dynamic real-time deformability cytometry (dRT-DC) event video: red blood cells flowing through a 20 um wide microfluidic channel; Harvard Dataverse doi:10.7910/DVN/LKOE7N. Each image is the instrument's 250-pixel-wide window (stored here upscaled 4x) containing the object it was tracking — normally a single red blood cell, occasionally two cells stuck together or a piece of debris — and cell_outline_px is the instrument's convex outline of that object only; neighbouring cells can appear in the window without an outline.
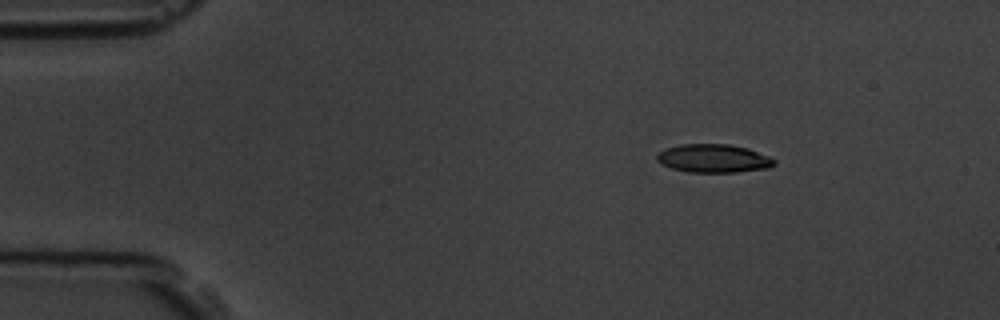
{"species": "common noctule bat (a hibernating species)", "species_latin": "Nyctalus noctula", "temperature_condition": "room temperature", "stored_images_in_passage": 49, "camera_frame_rate_fps": 3000, "um_per_image_px": 0.085, "animal": {"sex": "male", "body_mass_g": 19.5, "forearm_length_mm": 54.6}, "frame": {"image": 1, "passage_image": 1, "time_ms": 0.0, "image_size_px": [1000, 320], "cell_outline_px": [[776, 164], [768, 168], [736, 172], [688, 172], [672, 168], [660, 164], [656, 160], [656, 152], [664, 148], [680, 144], [728, 144], [748, 148], [768, 156], [776, 160]], "centroid_in_image_um": [60.6, 13.46], "position_along_channel_um": 24.4, "area_um2": 19.59}}
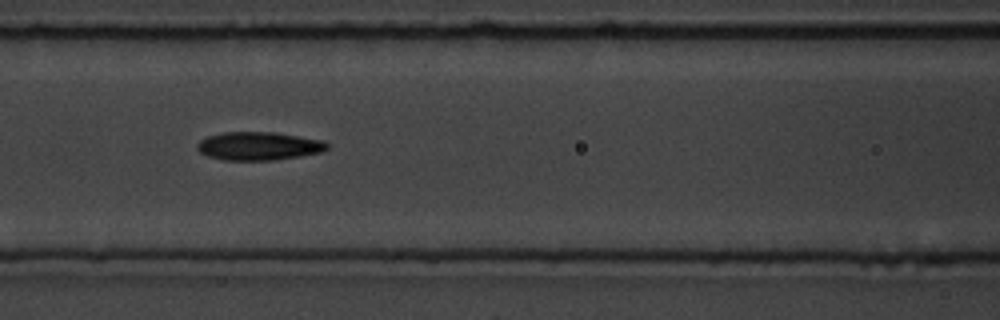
{"frame": {"image": 2, "passage_image": 17, "time_ms": 5.333, "image_size_px": [1000, 320], "cell_outline_px": [[328, 148], [324, 152], [300, 156], [272, 160], [224, 160], [208, 156], [200, 152], [196, 148], [196, 144], [200, 140], [208, 136], [224, 132], [272, 132], [324, 140], [328, 144]], "centroid_in_image_um": [22.0, 12.41], "position_along_channel_um": 144.6, "area_um2": 21.44}}
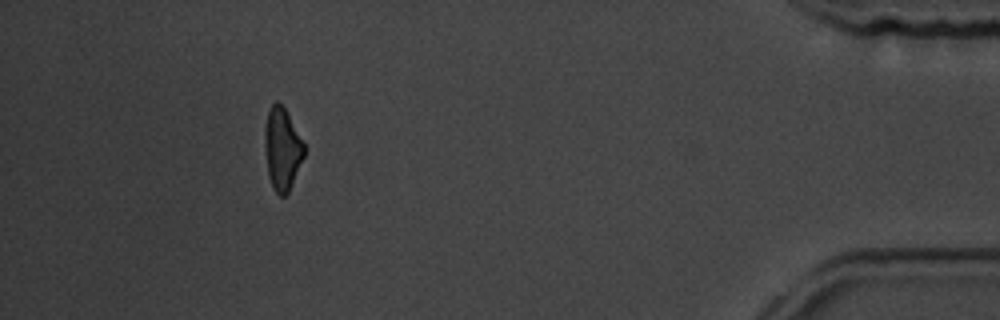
{"frame": {"image": 3, "passage_image": 44, "time_ms": 14.333, "image_size_px": [1000, 320], "cell_outline_px": [[304, 156], [288, 192], [284, 196], [280, 196], [272, 188], [268, 176], [264, 144], [264, 128], [268, 112], [272, 104], [276, 100], [284, 108], [304, 144]], "centroid_in_image_um": [23.96, 12.68], "position_along_channel_um": 411.2, "area_um2": 18.61}, "authors_computed_cell_mechanics": {"area_um2": 20.2878, "velocity_mm_per_s": 3.6271, "shape_relaxation_time_tau1_ms": 5.2681, "shape_relaxation_time_tau2_ms": 9.5936, "deformation_change_tau1": 0.1575, "deformation_change_tau2": 0.2114}}